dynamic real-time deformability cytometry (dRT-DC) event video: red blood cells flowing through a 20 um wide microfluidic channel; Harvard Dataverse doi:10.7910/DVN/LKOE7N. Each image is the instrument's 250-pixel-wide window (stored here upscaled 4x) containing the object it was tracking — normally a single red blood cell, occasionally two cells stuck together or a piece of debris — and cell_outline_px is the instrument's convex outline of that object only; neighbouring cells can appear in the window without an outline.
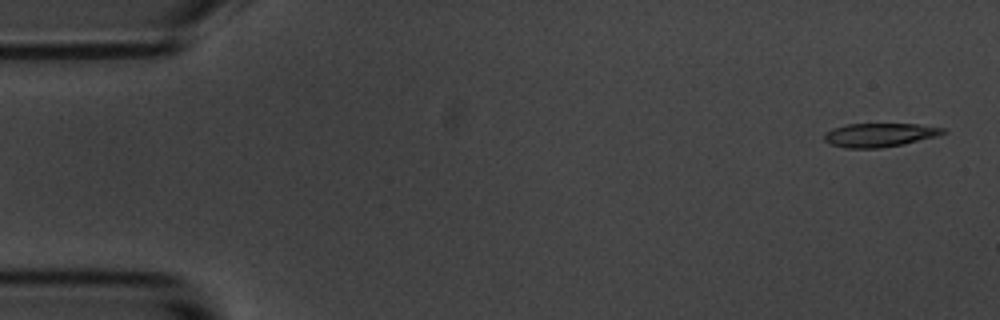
{"species": "common noctule bat (a hibernating species)", "species_latin": "Nyctalus noctula", "temperature_condition": "room temperature", "stored_images_in_passage": 5, "camera_frame_rate_fps": 3000, "um_per_image_px": 0.085, "animal": {"sex": "male", "body_mass_g": 20.1, "forearm_length_mm": 53.5}, "frame": {"image": 1, "passage_image": 1, "time_ms": 0.0, "image_size_px": [1000, 320], "cell_outline_px": [[948, 132], [936, 136], [904, 144], [880, 148], [844, 148], [832, 144], [824, 140], [824, 132], [832, 128], [848, 124], [916, 124], [944, 128]], "centroid_in_image_um": [74.74, 11.47], "position_along_channel_um": 10.3, "area_um2": 16.42}}
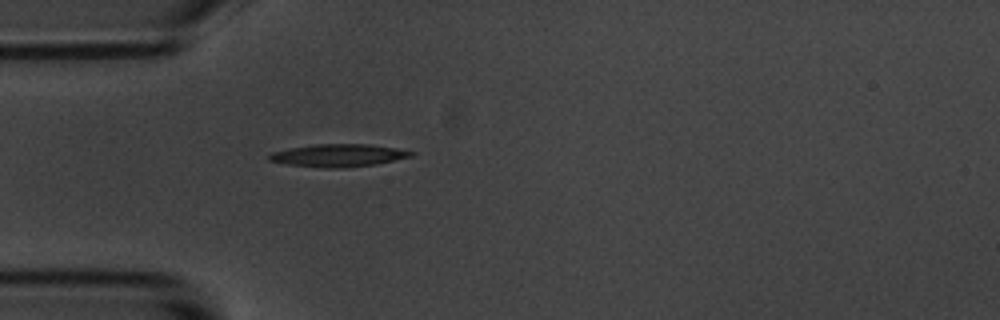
{"frame": {"image": 2, "passage_image": 5, "time_ms": 4.667, "image_size_px": [1000, 320], "cell_outline_px": [[416, 152], [412, 156], [376, 164], [344, 168], [324, 168], [288, 164], [268, 160], [268, 156], [272, 152], [292, 148], [316, 144], [368, 144], [396, 148]], "centroid_in_image_um": [28.78, 13.21], "position_along_channel_um": 56.2, "area_um2": 18.55}}